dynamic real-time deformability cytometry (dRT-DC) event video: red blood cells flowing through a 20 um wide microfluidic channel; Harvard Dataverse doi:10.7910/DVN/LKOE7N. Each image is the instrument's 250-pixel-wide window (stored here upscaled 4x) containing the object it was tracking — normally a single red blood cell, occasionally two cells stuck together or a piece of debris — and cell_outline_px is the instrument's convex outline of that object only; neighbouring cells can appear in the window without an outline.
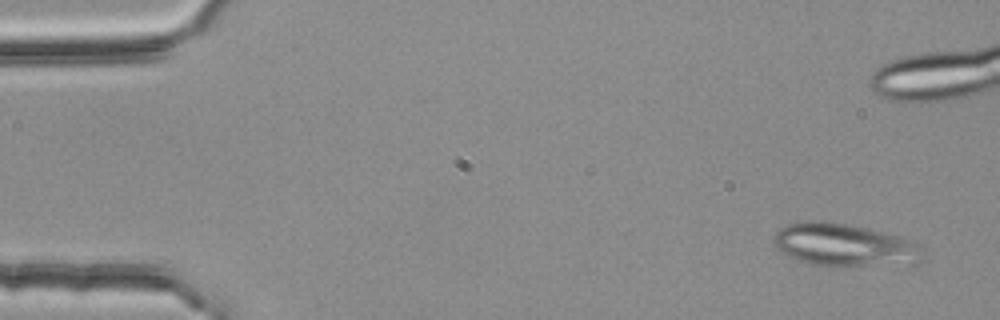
{"species": "common noctule bat (a hibernating species)", "species_latin": "Nyctalus noctula", "temperature_condition": "room temperature", "stored_images_in_passage": 5, "camera_frame_rate_fps": 3000, "um_per_image_px": 0.085, "animal": {"sex": "female", "body_mass_g": 25.1}, "frame": {"image": 1, "passage_image": 1, "time_ms": 0.0, "image_size_px": [1000, 320], "cell_outline_px": [[924, 260], [916, 264], [836, 268], [812, 264], [788, 256], [776, 248], [776, 232], [780, 228], [788, 224], [804, 220], [824, 220], [852, 224], [884, 232], [920, 244]], "centroid_in_image_um": [71.82, 20.85], "position_along_channel_um": 13.2, "area_um2": 37.97}}